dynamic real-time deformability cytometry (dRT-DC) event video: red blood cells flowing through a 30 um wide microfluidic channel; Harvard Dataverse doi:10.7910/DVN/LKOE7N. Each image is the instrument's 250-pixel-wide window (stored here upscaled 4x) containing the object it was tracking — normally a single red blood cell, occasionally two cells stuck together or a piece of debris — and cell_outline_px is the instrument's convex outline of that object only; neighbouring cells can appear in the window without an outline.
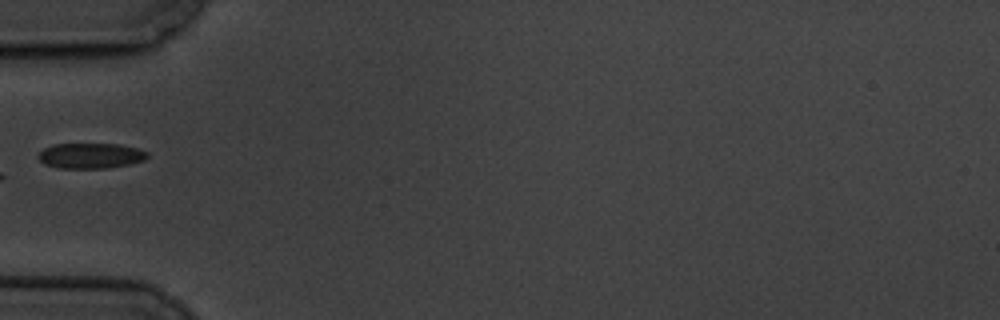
{"species": "common noctule bat (a hibernating species)", "species_latin": "Nyctalus noctula", "temperature_condition": "cold", "stored_images_in_passage": 6, "camera_frame_rate_fps": 3000, "um_per_image_px": 0.085, "animal": {"sex": "male", "body_mass_g": 19.5, "forearm_length_mm": 54.6}, "frame": {"image": 1, "passage_image": 6, "time_ms": 6.667, "image_size_px": [1000, 320], "cell_outline_px": [[148, 156], [144, 160], [128, 164], [108, 168], [60, 168], [44, 164], [36, 156], [44, 148], [52, 144], [120, 144], [136, 148], [148, 152]], "centroid_in_image_um": [7.68, 13.23], "position_along_channel_um": 77.3, "area_um2": 16.13}}